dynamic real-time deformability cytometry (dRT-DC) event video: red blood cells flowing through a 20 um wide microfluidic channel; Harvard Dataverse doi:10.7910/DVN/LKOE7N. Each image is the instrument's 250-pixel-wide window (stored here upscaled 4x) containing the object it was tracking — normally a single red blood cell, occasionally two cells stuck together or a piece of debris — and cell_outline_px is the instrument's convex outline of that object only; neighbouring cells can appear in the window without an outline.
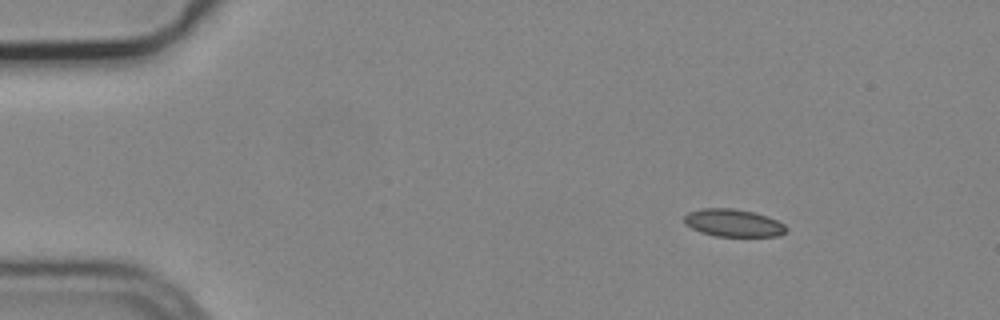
{"species": "common noctule bat (a hibernating species)", "species_latin": "Nyctalus noctula", "temperature_condition": "cold", "stored_images_in_passage": 4, "camera_frame_rate_fps": 3000, "um_per_image_px": 0.085, "animal": {"sex": "male", "body_mass_g": 19.2, "forearm_length_mm": 51.8}, "frame": {"image": 1, "passage_image": 1, "time_ms": 0.0, "image_size_px": [1000, 320], "cell_outline_px": [[788, 228], [780, 236], [716, 236], [700, 232], [684, 224], [684, 216], [688, 212], [704, 208], [732, 208], [752, 212], [768, 216], [784, 224]], "centroid_in_image_um": [62.32, 18.95], "position_along_channel_um": 22.7, "area_um2": 16.36}}
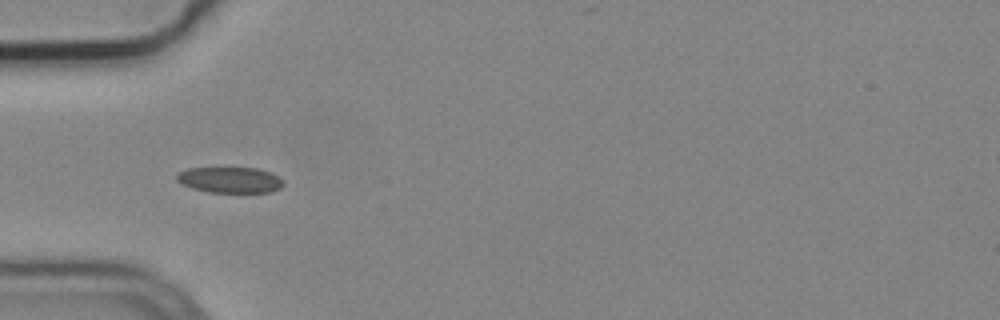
{"frame": {"image": 2, "passage_image": 4, "time_ms": 1.0, "image_size_px": [1000, 320], "cell_outline_px": [[284, 184], [280, 188], [272, 192], [208, 192], [192, 188], [180, 184], [176, 180], [176, 176], [180, 172], [188, 168], [256, 168], [268, 172], [284, 180]], "centroid_in_image_um": [19.53, 15.3], "position_along_channel_um": 65.5, "area_um2": 16.01}}